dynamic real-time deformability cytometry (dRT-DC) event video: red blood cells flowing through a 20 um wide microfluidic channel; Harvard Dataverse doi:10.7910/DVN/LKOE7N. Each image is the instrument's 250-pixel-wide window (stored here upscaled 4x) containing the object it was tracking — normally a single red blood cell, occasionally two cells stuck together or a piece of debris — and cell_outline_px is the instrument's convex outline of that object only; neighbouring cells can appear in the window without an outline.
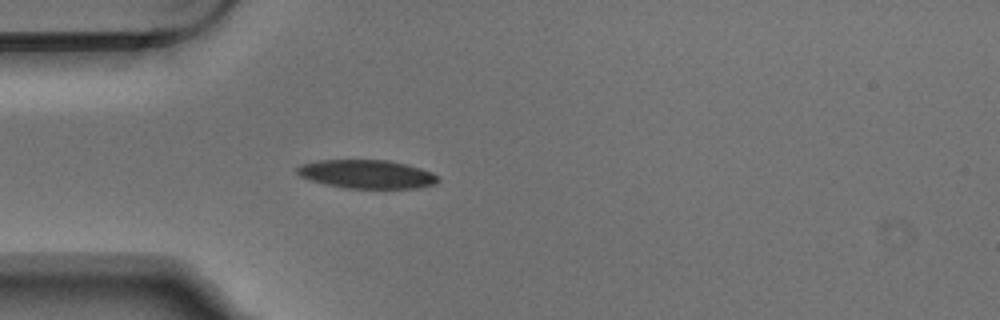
{"species": "Egyptian fruit bat (a non-hibernating species)", "species_latin": "Rousettus aegyptiacus", "temperature_condition": "warm", "stored_images_in_passage": 4, "camera_frame_rate_fps": 3000, "um_per_image_px": 0.085, "animal": {"sex": "male"}, "frame": {"image": 1, "passage_image": 4, "time_ms": 1.0, "image_size_px": [1000, 320], "cell_outline_px": [[440, 180], [436, 184], [416, 188], [348, 188], [324, 184], [300, 176], [296, 172], [296, 168], [300, 164], [316, 160], [388, 160], [408, 164], [432, 172]], "centroid_in_image_um": [31.17, 14.79], "position_along_channel_um": 53.8, "area_um2": 23.52}}